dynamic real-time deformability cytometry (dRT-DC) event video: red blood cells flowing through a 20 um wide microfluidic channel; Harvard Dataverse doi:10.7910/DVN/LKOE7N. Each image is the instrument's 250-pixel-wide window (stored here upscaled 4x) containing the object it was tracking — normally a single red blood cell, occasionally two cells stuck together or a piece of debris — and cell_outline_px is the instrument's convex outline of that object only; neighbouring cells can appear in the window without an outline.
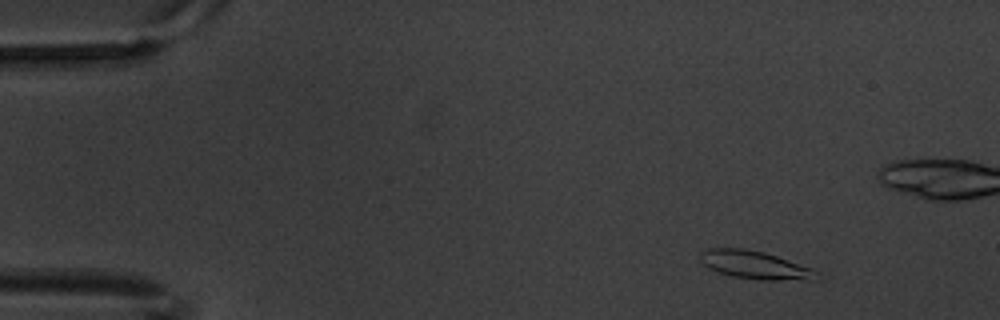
{"species": "common noctule bat (a hibernating species)", "species_latin": "Nyctalus noctula", "temperature_condition": "warm", "stored_images_in_passage": 5, "camera_frame_rate_fps": 3000, "um_per_image_px": 0.085, "animal": {"sex": "male", "body_mass_g": 20.1, "forearm_length_mm": 53.5}, "frame": {"image": 1, "passage_image": 2, "time_ms": 0.333, "image_size_px": [1000, 320], "cell_outline_px": [[824, 276], [820, 280], [760, 280], [732, 276], [708, 268], [700, 260], [700, 252], [708, 248], [744, 248], [764, 252], [812, 268], [820, 272]], "centroid_in_image_um": [64.26, 22.54], "position_along_channel_um": 20.7, "area_um2": 19.31}}